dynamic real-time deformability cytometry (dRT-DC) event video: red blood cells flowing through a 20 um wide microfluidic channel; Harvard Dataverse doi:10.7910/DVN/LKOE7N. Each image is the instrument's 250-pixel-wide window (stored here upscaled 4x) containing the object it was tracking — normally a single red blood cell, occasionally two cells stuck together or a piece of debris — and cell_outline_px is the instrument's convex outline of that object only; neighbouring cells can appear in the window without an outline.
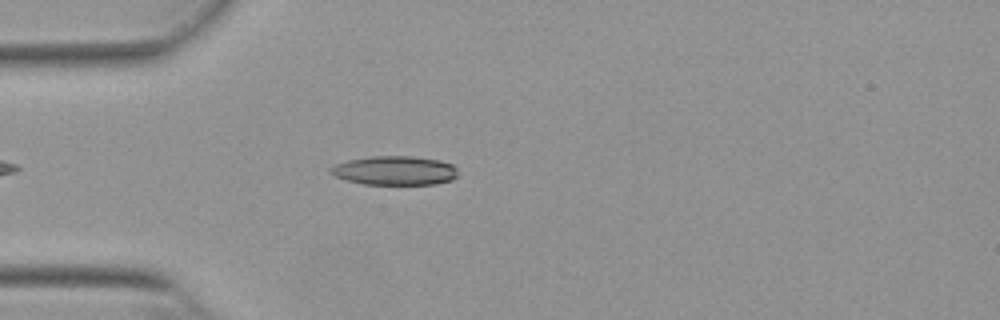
{"species": "Egyptian fruit bat (a non-hibernating species)", "species_latin": "Rousettus aegyptiacus", "temperature_condition": "warm", "stored_images_in_passage": 24, "camera_frame_rate_fps": 3000, "um_per_image_px": 0.085, "animal": {"sex": "female"}, "frame": {"image": 1, "passage_image": 6, "time_ms": 1.667, "image_size_px": [1000, 320], "cell_outline_px": [[456, 176], [452, 180], [436, 184], [364, 184], [348, 180], [336, 176], [328, 172], [328, 168], [336, 164], [348, 160], [372, 156], [412, 156], [440, 160], [452, 164], [456, 168]], "centroid_in_image_um": [33.55, 14.49], "position_along_channel_um": 51.4, "area_um2": 21.5}}
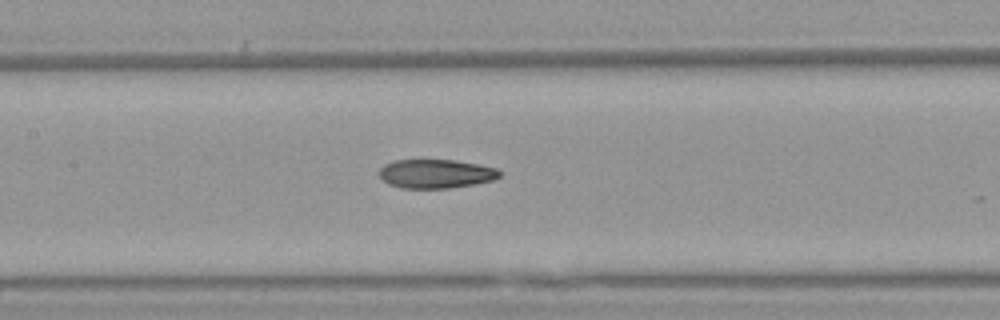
{"frame": {"image": 2, "passage_image": 16, "time_ms": 5.0, "image_size_px": [1000, 320], "cell_outline_px": [[504, 172], [496, 180], [448, 188], [400, 188], [388, 184], [380, 176], [380, 168], [384, 164], [396, 160], [456, 160], [480, 164], [496, 168]], "centroid_in_image_um": [37.09, 14.76], "position_along_channel_um": 170.3, "area_um2": 20.4}}
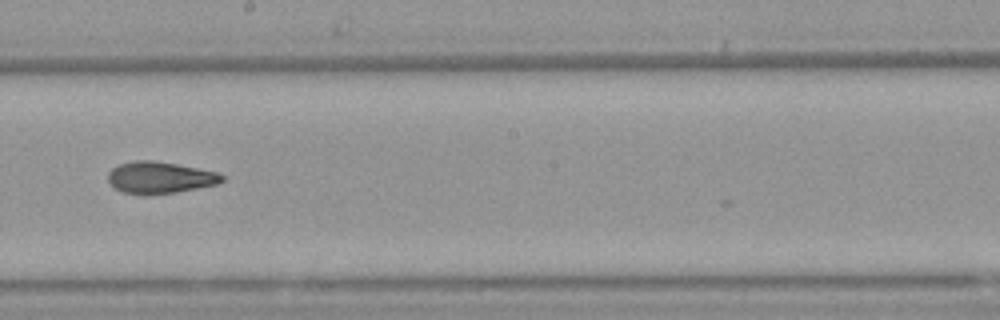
{"frame": {"image": 3, "passage_image": 21, "time_ms": 6.667, "image_size_px": [1000, 320], "cell_outline_px": [[224, 180], [216, 184], [176, 192], [124, 192], [116, 188], [108, 180], [108, 172], [112, 168], [120, 164], [136, 160], [156, 160], [220, 172], [224, 176]], "centroid_in_image_um": [13.64, 15.04], "position_along_channel_um": 234.6, "area_um2": 20.46}}